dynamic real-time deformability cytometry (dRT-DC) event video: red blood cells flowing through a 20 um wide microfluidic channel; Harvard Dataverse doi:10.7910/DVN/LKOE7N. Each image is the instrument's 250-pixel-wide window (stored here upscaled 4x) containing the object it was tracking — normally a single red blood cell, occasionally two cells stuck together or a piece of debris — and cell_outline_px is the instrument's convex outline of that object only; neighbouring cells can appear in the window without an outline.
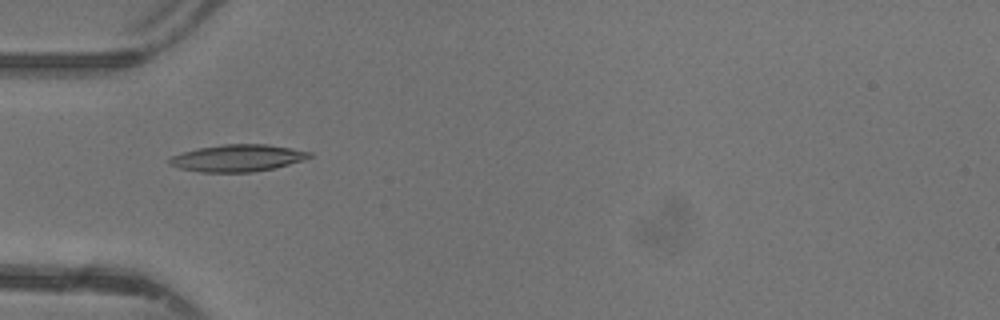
{"species": "common noctule bat (a hibernating species)", "species_latin": "Nyctalus noctula", "temperature_condition": "warm", "stored_images_in_passage": 48, "camera_frame_rate_fps": 3000, "um_per_image_px": 0.085, "animal": {"sex": "female"}, "frame": {"image": 1, "passage_image": 16, "time_ms": 5.0, "image_size_px": [1000, 320], "cell_outline_px": [[312, 156], [304, 160], [272, 168], [252, 172], [200, 172], [180, 168], [168, 164], [168, 160], [172, 156], [184, 152], [200, 148], [224, 144], [268, 144], [312, 152]], "centroid_in_image_um": [20.2, 13.43], "position_along_channel_um": 64.8, "area_um2": 21.79}}
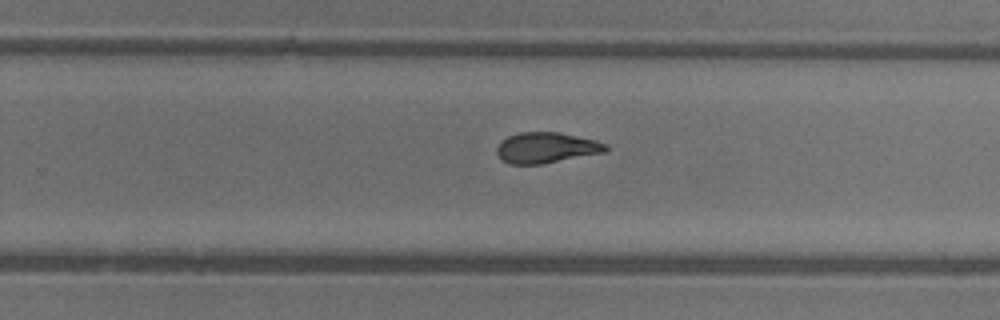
{"frame": {"image": 2, "passage_image": 31, "time_ms": 10.0, "image_size_px": [1000, 320], "cell_outline_px": [[608, 152], [544, 164], [508, 164], [500, 160], [496, 152], [496, 148], [500, 140], [508, 136], [520, 132], [560, 132], [596, 140], [608, 144]], "centroid_in_image_um": [46.44, 12.56], "position_along_channel_um": 283.4, "area_um2": 20.0}}
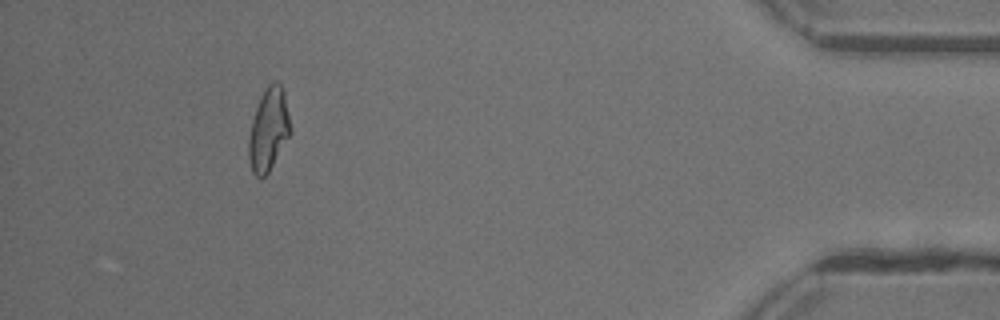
{"frame": {"image": 3, "passage_image": 44, "time_ms": 14.333, "image_size_px": [1000, 320], "cell_outline_px": [[292, 132], [268, 172], [264, 176], [256, 176], [252, 172], [248, 156], [248, 140], [252, 120], [260, 96], [264, 88], [272, 80], [276, 80], [284, 88], [292, 128]], "centroid_in_image_um": [22.85, 10.94], "position_along_channel_um": 412.4, "area_um2": 20.4}, "authors_computed_cell_mechanics": {"area_um2": 20.3167, "velocity_mm_per_s": 4.3909, "shape_relaxation_time_tau1_ms": null, "shape_relaxation_time_tau2_ms": 2.4454, "deformation_change_tau1": null, "deformation_change_tau2": 0.1049}}